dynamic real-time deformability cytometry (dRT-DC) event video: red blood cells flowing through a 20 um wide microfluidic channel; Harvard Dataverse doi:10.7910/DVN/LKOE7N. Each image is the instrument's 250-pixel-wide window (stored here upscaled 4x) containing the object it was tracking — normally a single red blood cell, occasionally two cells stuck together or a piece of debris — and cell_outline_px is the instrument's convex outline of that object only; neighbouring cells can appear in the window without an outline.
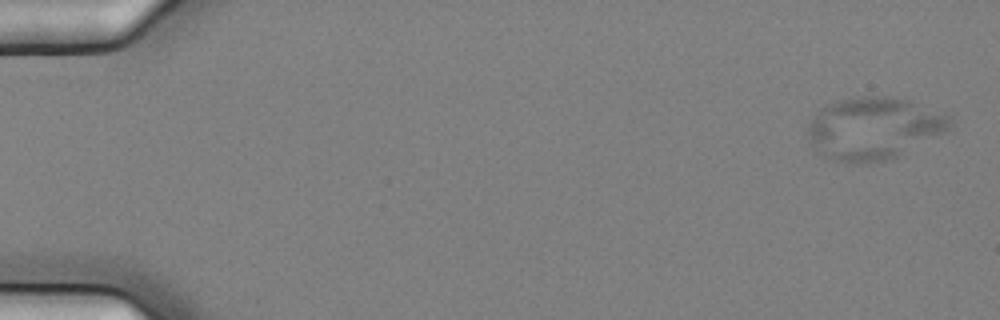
{"species": "common noctule bat (a hibernating species)", "species_latin": "Nyctalus noctula", "temperature_condition": "cold", "stored_images_in_passage": 5, "camera_frame_rate_fps": 3000, "um_per_image_px": 0.085, "animal": {"sex": "female", "body_mass_g": 25.1}, "frame": {"image": 1, "passage_image": 1, "time_ms": 0.0, "image_size_px": [1000, 320], "cell_outline_px": [[952, 124], [944, 132], [896, 156], [884, 160], [864, 164], [832, 160], [820, 152], [808, 140], [808, 124], [820, 108], [824, 104], [836, 100], [860, 96], [884, 96], [908, 100], [948, 112], [952, 116]], "centroid_in_image_um": [74.27, 10.87], "position_along_channel_um": 10.7, "area_um2": 51.56}}